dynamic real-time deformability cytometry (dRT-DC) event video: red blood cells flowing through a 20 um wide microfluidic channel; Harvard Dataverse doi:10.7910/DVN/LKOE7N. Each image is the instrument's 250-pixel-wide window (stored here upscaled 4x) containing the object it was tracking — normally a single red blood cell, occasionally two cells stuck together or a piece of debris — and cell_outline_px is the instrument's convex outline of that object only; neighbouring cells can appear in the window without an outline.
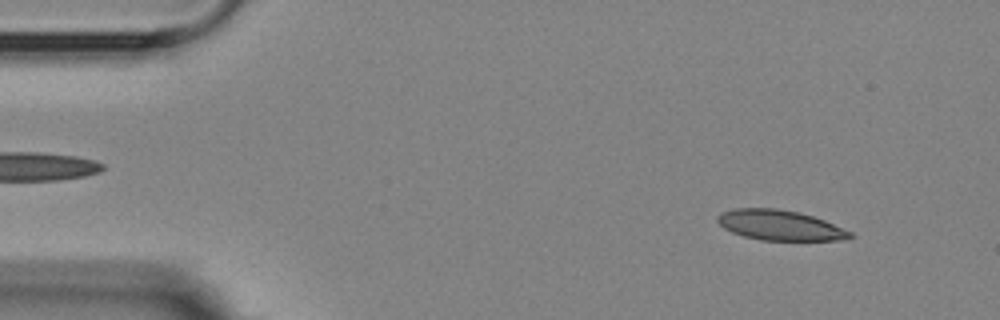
{"species": "Egyptian fruit bat (a non-hibernating species)", "species_latin": "Rousettus aegyptiacus", "temperature_condition": "room temperature", "stored_images_in_passage": 4, "camera_frame_rate_fps": 3000, "um_per_image_px": 0.085, "animal": {"sex": "female"}, "frame": {"image": 1, "passage_image": 1, "time_ms": 0.0, "image_size_px": [1000, 320], "cell_outline_px": [[856, 236], [836, 240], [760, 240], [744, 236], [732, 232], [724, 228], [716, 220], [716, 216], [720, 212], [736, 208], [776, 208], [800, 212], [824, 220], [852, 232]], "centroid_in_image_um": [66.26, 19.13], "position_along_channel_um": 18.7, "area_um2": 23.29}}